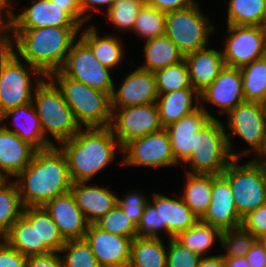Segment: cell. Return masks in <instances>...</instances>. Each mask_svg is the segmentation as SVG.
Wrapping results in <instances>:
<instances>
[{
  "mask_svg": "<svg viewBox=\"0 0 266 267\" xmlns=\"http://www.w3.org/2000/svg\"><path fill=\"white\" fill-rule=\"evenodd\" d=\"M166 14L154 7L144 5L137 15L132 32L144 41L165 35Z\"/></svg>",
  "mask_w": 266,
  "mask_h": 267,
  "instance_id": "cell-39",
  "label": "cell"
},
{
  "mask_svg": "<svg viewBox=\"0 0 266 267\" xmlns=\"http://www.w3.org/2000/svg\"><path fill=\"white\" fill-rule=\"evenodd\" d=\"M199 96L200 107L212 119H217V117L210 112L211 110L205 103L217 107V110L214 111L217 115L222 116L224 114L223 116H226L236 106L245 102L240 68L225 66L217 78L199 93Z\"/></svg>",
  "mask_w": 266,
  "mask_h": 267,
  "instance_id": "cell-15",
  "label": "cell"
},
{
  "mask_svg": "<svg viewBox=\"0 0 266 267\" xmlns=\"http://www.w3.org/2000/svg\"><path fill=\"white\" fill-rule=\"evenodd\" d=\"M81 27L9 29V49L46 77L59 70L79 38Z\"/></svg>",
  "mask_w": 266,
  "mask_h": 267,
  "instance_id": "cell-1",
  "label": "cell"
},
{
  "mask_svg": "<svg viewBox=\"0 0 266 267\" xmlns=\"http://www.w3.org/2000/svg\"><path fill=\"white\" fill-rule=\"evenodd\" d=\"M45 77L39 69L20 60L10 49L2 54L0 56V116L12 108L31 103L36 86Z\"/></svg>",
  "mask_w": 266,
  "mask_h": 267,
  "instance_id": "cell-7",
  "label": "cell"
},
{
  "mask_svg": "<svg viewBox=\"0 0 266 267\" xmlns=\"http://www.w3.org/2000/svg\"><path fill=\"white\" fill-rule=\"evenodd\" d=\"M193 89L198 93L208 87L226 66L222 50L206 47L184 57Z\"/></svg>",
  "mask_w": 266,
  "mask_h": 267,
  "instance_id": "cell-27",
  "label": "cell"
},
{
  "mask_svg": "<svg viewBox=\"0 0 266 267\" xmlns=\"http://www.w3.org/2000/svg\"><path fill=\"white\" fill-rule=\"evenodd\" d=\"M30 5L17 13L9 29L43 27H81L61 6L52 0H29ZM28 6V7H27Z\"/></svg>",
  "mask_w": 266,
  "mask_h": 267,
  "instance_id": "cell-19",
  "label": "cell"
},
{
  "mask_svg": "<svg viewBox=\"0 0 266 267\" xmlns=\"http://www.w3.org/2000/svg\"><path fill=\"white\" fill-rule=\"evenodd\" d=\"M197 3V0H145V5L154 7L165 13L185 9Z\"/></svg>",
  "mask_w": 266,
  "mask_h": 267,
  "instance_id": "cell-50",
  "label": "cell"
},
{
  "mask_svg": "<svg viewBox=\"0 0 266 267\" xmlns=\"http://www.w3.org/2000/svg\"><path fill=\"white\" fill-rule=\"evenodd\" d=\"M32 103L45 139L52 146H58L61 142L73 138L81 129L74 119L72 110L65 102L61 90L49 77H45L36 86ZM50 135L56 143L49 138Z\"/></svg>",
  "mask_w": 266,
  "mask_h": 267,
  "instance_id": "cell-5",
  "label": "cell"
},
{
  "mask_svg": "<svg viewBox=\"0 0 266 267\" xmlns=\"http://www.w3.org/2000/svg\"><path fill=\"white\" fill-rule=\"evenodd\" d=\"M144 42V61L139 67L151 72L169 67L184 59L177 46L166 36L147 39Z\"/></svg>",
  "mask_w": 266,
  "mask_h": 267,
  "instance_id": "cell-31",
  "label": "cell"
},
{
  "mask_svg": "<svg viewBox=\"0 0 266 267\" xmlns=\"http://www.w3.org/2000/svg\"><path fill=\"white\" fill-rule=\"evenodd\" d=\"M58 147L65 154L72 182H89L117 159L122 147L110 127L81 128ZM118 151V152H117Z\"/></svg>",
  "mask_w": 266,
  "mask_h": 267,
  "instance_id": "cell-3",
  "label": "cell"
},
{
  "mask_svg": "<svg viewBox=\"0 0 266 267\" xmlns=\"http://www.w3.org/2000/svg\"><path fill=\"white\" fill-rule=\"evenodd\" d=\"M3 239L26 257L38 255L37 206L24 207Z\"/></svg>",
  "mask_w": 266,
  "mask_h": 267,
  "instance_id": "cell-29",
  "label": "cell"
},
{
  "mask_svg": "<svg viewBox=\"0 0 266 267\" xmlns=\"http://www.w3.org/2000/svg\"><path fill=\"white\" fill-rule=\"evenodd\" d=\"M115 1L116 0H79L81 17L86 22H89V20L93 17V11H100L102 6V9L103 7H106L104 11L107 12Z\"/></svg>",
  "mask_w": 266,
  "mask_h": 267,
  "instance_id": "cell-51",
  "label": "cell"
},
{
  "mask_svg": "<svg viewBox=\"0 0 266 267\" xmlns=\"http://www.w3.org/2000/svg\"><path fill=\"white\" fill-rule=\"evenodd\" d=\"M201 256L174 238L167 240V267H197Z\"/></svg>",
  "mask_w": 266,
  "mask_h": 267,
  "instance_id": "cell-45",
  "label": "cell"
},
{
  "mask_svg": "<svg viewBox=\"0 0 266 267\" xmlns=\"http://www.w3.org/2000/svg\"><path fill=\"white\" fill-rule=\"evenodd\" d=\"M38 255L60 252L65 240L43 206H37Z\"/></svg>",
  "mask_w": 266,
  "mask_h": 267,
  "instance_id": "cell-37",
  "label": "cell"
},
{
  "mask_svg": "<svg viewBox=\"0 0 266 267\" xmlns=\"http://www.w3.org/2000/svg\"><path fill=\"white\" fill-rule=\"evenodd\" d=\"M14 181L24 207L43 206L70 192L73 183L67 158L58 146L36 151L29 165Z\"/></svg>",
  "mask_w": 266,
  "mask_h": 267,
  "instance_id": "cell-2",
  "label": "cell"
},
{
  "mask_svg": "<svg viewBox=\"0 0 266 267\" xmlns=\"http://www.w3.org/2000/svg\"><path fill=\"white\" fill-rule=\"evenodd\" d=\"M241 227L257 240L266 236V204L243 217Z\"/></svg>",
  "mask_w": 266,
  "mask_h": 267,
  "instance_id": "cell-46",
  "label": "cell"
},
{
  "mask_svg": "<svg viewBox=\"0 0 266 267\" xmlns=\"http://www.w3.org/2000/svg\"><path fill=\"white\" fill-rule=\"evenodd\" d=\"M250 267H266V249L260 240H257L245 255Z\"/></svg>",
  "mask_w": 266,
  "mask_h": 267,
  "instance_id": "cell-52",
  "label": "cell"
},
{
  "mask_svg": "<svg viewBox=\"0 0 266 267\" xmlns=\"http://www.w3.org/2000/svg\"><path fill=\"white\" fill-rule=\"evenodd\" d=\"M137 237L158 238V218L156 208L148 202L137 225Z\"/></svg>",
  "mask_w": 266,
  "mask_h": 267,
  "instance_id": "cell-47",
  "label": "cell"
},
{
  "mask_svg": "<svg viewBox=\"0 0 266 267\" xmlns=\"http://www.w3.org/2000/svg\"><path fill=\"white\" fill-rule=\"evenodd\" d=\"M122 160L117 163L132 167H181L174 158L170 137L165 128L131 140L122 148Z\"/></svg>",
  "mask_w": 266,
  "mask_h": 267,
  "instance_id": "cell-12",
  "label": "cell"
},
{
  "mask_svg": "<svg viewBox=\"0 0 266 267\" xmlns=\"http://www.w3.org/2000/svg\"><path fill=\"white\" fill-rule=\"evenodd\" d=\"M10 179L2 172L0 171V188L6 184Z\"/></svg>",
  "mask_w": 266,
  "mask_h": 267,
  "instance_id": "cell-59",
  "label": "cell"
},
{
  "mask_svg": "<svg viewBox=\"0 0 266 267\" xmlns=\"http://www.w3.org/2000/svg\"><path fill=\"white\" fill-rule=\"evenodd\" d=\"M37 150L0 124V171L14 180L31 162Z\"/></svg>",
  "mask_w": 266,
  "mask_h": 267,
  "instance_id": "cell-25",
  "label": "cell"
},
{
  "mask_svg": "<svg viewBox=\"0 0 266 267\" xmlns=\"http://www.w3.org/2000/svg\"><path fill=\"white\" fill-rule=\"evenodd\" d=\"M158 94L181 89H193L185 59L154 72Z\"/></svg>",
  "mask_w": 266,
  "mask_h": 267,
  "instance_id": "cell-38",
  "label": "cell"
},
{
  "mask_svg": "<svg viewBox=\"0 0 266 267\" xmlns=\"http://www.w3.org/2000/svg\"><path fill=\"white\" fill-rule=\"evenodd\" d=\"M174 239L183 247L196 252L201 257H205L211 255H208V253H210L211 248L213 249L212 246H215L216 241L221 246L222 231L198 220L192 227L177 234Z\"/></svg>",
  "mask_w": 266,
  "mask_h": 267,
  "instance_id": "cell-33",
  "label": "cell"
},
{
  "mask_svg": "<svg viewBox=\"0 0 266 267\" xmlns=\"http://www.w3.org/2000/svg\"><path fill=\"white\" fill-rule=\"evenodd\" d=\"M55 4L61 6L81 27L87 23L82 17L79 8V0H52ZM85 25V26H84Z\"/></svg>",
  "mask_w": 266,
  "mask_h": 267,
  "instance_id": "cell-53",
  "label": "cell"
},
{
  "mask_svg": "<svg viewBox=\"0 0 266 267\" xmlns=\"http://www.w3.org/2000/svg\"><path fill=\"white\" fill-rule=\"evenodd\" d=\"M226 116L227 121L223 125L231 157L233 159L241 158L242 161V156L247 157L249 154L250 159H254L263 149L266 139V104L245 101L232 109ZM228 129L229 133H227ZM235 135L249 146L241 149L240 152L234 150L233 136Z\"/></svg>",
  "mask_w": 266,
  "mask_h": 267,
  "instance_id": "cell-6",
  "label": "cell"
},
{
  "mask_svg": "<svg viewBox=\"0 0 266 267\" xmlns=\"http://www.w3.org/2000/svg\"><path fill=\"white\" fill-rule=\"evenodd\" d=\"M99 27V28H98ZM101 26L90 25L80 29L79 38L92 50L95 58L106 68L113 70L121 65L125 57L124 41L116 34L100 36ZM84 30V31H83ZM113 69V70H112Z\"/></svg>",
  "mask_w": 266,
  "mask_h": 267,
  "instance_id": "cell-26",
  "label": "cell"
},
{
  "mask_svg": "<svg viewBox=\"0 0 266 267\" xmlns=\"http://www.w3.org/2000/svg\"><path fill=\"white\" fill-rule=\"evenodd\" d=\"M226 267H250L245 257H225Z\"/></svg>",
  "mask_w": 266,
  "mask_h": 267,
  "instance_id": "cell-57",
  "label": "cell"
},
{
  "mask_svg": "<svg viewBox=\"0 0 266 267\" xmlns=\"http://www.w3.org/2000/svg\"><path fill=\"white\" fill-rule=\"evenodd\" d=\"M201 9V2L166 14V36L185 57L206 48L216 27Z\"/></svg>",
  "mask_w": 266,
  "mask_h": 267,
  "instance_id": "cell-9",
  "label": "cell"
},
{
  "mask_svg": "<svg viewBox=\"0 0 266 267\" xmlns=\"http://www.w3.org/2000/svg\"><path fill=\"white\" fill-rule=\"evenodd\" d=\"M9 49V24L0 17V56Z\"/></svg>",
  "mask_w": 266,
  "mask_h": 267,
  "instance_id": "cell-56",
  "label": "cell"
},
{
  "mask_svg": "<svg viewBox=\"0 0 266 267\" xmlns=\"http://www.w3.org/2000/svg\"><path fill=\"white\" fill-rule=\"evenodd\" d=\"M43 207L58 226L65 241L84 239L89 223L71 192L53 198Z\"/></svg>",
  "mask_w": 266,
  "mask_h": 267,
  "instance_id": "cell-21",
  "label": "cell"
},
{
  "mask_svg": "<svg viewBox=\"0 0 266 267\" xmlns=\"http://www.w3.org/2000/svg\"><path fill=\"white\" fill-rule=\"evenodd\" d=\"M132 191V192H131ZM127 191L122 197H118L117 205L123 210L126 216L137 226L149 202V195L137 190ZM142 192V193H141ZM144 193V194H143Z\"/></svg>",
  "mask_w": 266,
  "mask_h": 267,
  "instance_id": "cell-44",
  "label": "cell"
},
{
  "mask_svg": "<svg viewBox=\"0 0 266 267\" xmlns=\"http://www.w3.org/2000/svg\"><path fill=\"white\" fill-rule=\"evenodd\" d=\"M254 160L262 167H266V139L263 149L257 154Z\"/></svg>",
  "mask_w": 266,
  "mask_h": 267,
  "instance_id": "cell-58",
  "label": "cell"
},
{
  "mask_svg": "<svg viewBox=\"0 0 266 267\" xmlns=\"http://www.w3.org/2000/svg\"><path fill=\"white\" fill-rule=\"evenodd\" d=\"M64 75L87 86L109 94L113 93L114 79L111 70L103 66L92 50L78 38L59 69Z\"/></svg>",
  "mask_w": 266,
  "mask_h": 267,
  "instance_id": "cell-11",
  "label": "cell"
},
{
  "mask_svg": "<svg viewBox=\"0 0 266 267\" xmlns=\"http://www.w3.org/2000/svg\"><path fill=\"white\" fill-rule=\"evenodd\" d=\"M156 104L164 128L179 121L200 107V96L195 89H181L160 94Z\"/></svg>",
  "mask_w": 266,
  "mask_h": 267,
  "instance_id": "cell-28",
  "label": "cell"
},
{
  "mask_svg": "<svg viewBox=\"0 0 266 267\" xmlns=\"http://www.w3.org/2000/svg\"><path fill=\"white\" fill-rule=\"evenodd\" d=\"M15 2L17 3L16 0H0V17L8 24H10L16 16L13 7L15 6Z\"/></svg>",
  "mask_w": 266,
  "mask_h": 267,
  "instance_id": "cell-54",
  "label": "cell"
},
{
  "mask_svg": "<svg viewBox=\"0 0 266 267\" xmlns=\"http://www.w3.org/2000/svg\"><path fill=\"white\" fill-rule=\"evenodd\" d=\"M23 204L16 182L9 180L0 188V239H3L13 223L22 215Z\"/></svg>",
  "mask_w": 266,
  "mask_h": 267,
  "instance_id": "cell-36",
  "label": "cell"
},
{
  "mask_svg": "<svg viewBox=\"0 0 266 267\" xmlns=\"http://www.w3.org/2000/svg\"><path fill=\"white\" fill-rule=\"evenodd\" d=\"M84 239L101 267L129 266L131 238L115 235L95 224H89Z\"/></svg>",
  "mask_w": 266,
  "mask_h": 267,
  "instance_id": "cell-18",
  "label": "cell"
},
{
  "mask_svg": "<svg viewBox=\"0 0 266 267\" xmlns=\"http://www.w3.org/2000/svg\"><path fill=\"white\" fill-rule=\"evenodd\" d=\"M159 94L154 72L135 68L125 74L119 86L114 83L111 95L112 108H124L134 105L155 103Z\"/></svg>",
  "mask_w": 266,
  "mask_h": 267,
  "instance_id": "cell-16",
  "label": "cell"
},
{
  "mask_svg": "<svg viewBox=\"0 0 266 267\" xmlns=\"http://www.w3.org/2000/svg\"><path fill=\"white\" fill-rule=\"evenodd\" d=\"M233 159L222 175L229 181L234 203L241 218L266 204V173L254 159Z\"/></svg>",
  "mask_w": 266,
  "mask_h": 267,
  "instance_id": "cell-10",
  "label": "cell"
},
{
  "mask_svg": "<svg viewBox=\"0 0 266 267\" xmlns=\"http://www.w3.org/2000/svg\"><path fill=\"white\" fill-rule=\"evenodd\" d=\"M61 90L81 128L109 127L112 118L111 96L64 75L60 70L48 76Z\"/></svg>",
  "mask_w": 266,
  "mask_h": 267,
  "instance_id": "cell-4",
  "label": "cell"
},
{
  "mask_svg": "<svg viewBox=\"0 0 266 267\" xmlns=\"http://www.w3.org/2000/svg\"><path fill=\"white\" fill-rule=\"evenodd\" d=\"M162 239V237L134 238L131 242L128 267H167V242Z\"/></svg>",
  "mask_w": 266,
  "mask_h": 267,
  "instance_id": "cell-32",
  "label": "cell"
},
{
  "mask_svg": "<svg viewBox=\"0 0 266 267\" xmlns=\"http://www.w3.org/2000/svg\"><path fill=\"white\" fill-rule=\"evenodd\" d=\"M26 256L0 239V267H26Z\"/></svg>",
  "mask_w": 266,
  "mask_h": 267,
  "instance_id": "cell-48",
  "label": "cell"
},
{
  "mask_svg": "<svg viewBox=\"0 0 266 267\" xmlns=\"http://www.w3.org/2000/svg\"><path fill=\"white\" fill-rule=\"evenodd\" d=\"M212 118L203 108L199 107L179 121L167 126L172 153L175 161L181 165L194 148L195 134L201 130Z\"/></svg>",
  "mask_w": 266,
  "mask_h": 267,
  "instance_id": "cell-24",
  "label": "cell"
},
{
  "mask_svg": "<svg viewBox=\"0 0 266 267\" xmlns=\"http://www.w3.org/2000/svg\"><path fill=\"white\" fill-rule=\"evenodd\" d=\"M26 267H64V263L59 252H49L28 256Z\"/></svg>",
  "mask_w": 266,
  "mask_h": 267,
  "instance_id": "cell-49",
  "label": "cell"
},
{
  "mask_svg": "<svg viewBox=\"0 0 266 267\" xmlns=\"http://www.w3.org/2000/svg\"><path fill=\"white\" fill-rule=\"evenodd\" d=\"M201 221L221 231L241 227L242 218L237 212L231 186L222 174L212 175L211 203Z\"/></svg>",
  "mask_w": 266,
  "mask_h": 267,
  "instance_id": "cell-20",
  "label": "cell"
},
{
  "mask_svg": "<svg viewBox=\"0 0 266 267\" xmlns=\"http://www.w3.org/2000/svg\"><path fill=\"white\" fill-rule=\"evenodd\" d=\"M222 55L226 66L242 68L265 57L266 27L226 25Z\"/></svg>",
  "mask_w": 266,
  "mask_h": 267,
  "instance_id": "cell-13",
  "label": "cell"
},
{
  "mask_svg": "<svg viewBox=\"0 0 266 267\" xmlns=\"http://www.w3.org/2000/svg\"><path fill=\"white\" fill-rule=\"evenodd\" d=\"M94 224L98 228L115 235L131 238L132 240L137 237V226L118 205Z\"/></svg>",
  "mask_w": 266,
  "mask_h": 267,
  "instance_id": "cell-43",
  "label": "cell"
},
{
  "mask_svg": "<svg viewBox=\"0 0 266 267\" xmlns=\"http://www.w3.org/2000/svg\"><path fill=\"white\" fill-rule=\"evenodd\" d=\"M174 197L164 195V193H151L152 200L149 202L157 210L158 218V238L162 232L168 239L174 238L180 232L192 227L199 219L193 214L190 208L183 202L179 194ZM161 231V233H160Z\"/></svg>",
  "mask_w": 266,
  "mask_h": 267,
  "instance_id": "cell-17",
  "label": "cell"
},
{
  "mask_svg": "<svg viewBox=\"0 0 266 267\" xmlns=\"http://www.w3.org/2000/svg\"><path fill=\"white\" fill-rule=\"evenodd\" d=\"M244 100L266 104V56L240 68Z\"/></svg>",
  "mask_w": 266,
  "mask_h": 267,
  "instance_id": "cell-35",
  "label": "cell"
},
{
  "mask_svg": "<svg viewBox=\"0 0 266 267\" xmlns=\"http://www.w3.org/2000/svg\"><path fill=\"white\" fill-rule=\"evenodd\" d=\"M226 25L265 26L264 0H227Z\"/></svg>",
  "mask_w": 266,
  "mask_h": 267,
  "instance_id": "cell-34",
  "label": "cell"
},
{
  "mask_svg": "<svg viewBox=\"0 0 266 267\" xmlns=\"http://www.w3.org/2000/svg\"><path fill=\"white\" fill-rule=\"evenodd\" d=\"M110 129L123 148L131 140L162 130L155 103L112 108Z\"/></svg>",
  "mask_w": 266,
  "mask_h": 267,
  "instance_id": "cell-14",
  "label": "cell"
},
{
  "mask_svg": "<svg viewBox=\"0 0 266 267\" xmlns=\"http://www.w3.org/2000/svg\"><path fill=\"white\" fill-rule=\"evenodd\" d=\"M8 119L11 123L8 126ZM0 124L8 131L15 133L37 151L52 147L44 136L40 120L33 103L12 108L0 116Z\"/></svg>",
  "mask_w": 266,
  "mask_h": 267,
  "instance_id": "cell-23",
  "label": "cell"
},
{
  "mask_svg": "<svg viewBox=\"0 0 266 267\" xmlns=\"http://www.w3.org/2000/svg\"><path fill=\"white\" fill-rule=\"evenodd\" d=\"M59 253L64 267H101L85 239L66 241Z\"/></svg>",
  "mask_w": 266,
  "mask_h": 267,
  "instance_id": "cell-41",
  "label": "cell"
},
{
  "mask_svg": "<svg viewBox=\"0 0 266 267\" xmlns=\"http://www.w3.org/2000/svg\"><path fill=\"white\" fill-rule=\"evenodd\" d=\"M232 160L223 122L217 118L195 134L194 148L182 165L190 174L220 175Z\"/></svg>",
  "mask_w": 266,
  "mask_h": 267,
  "instance_id": "cell-8",
  "label": "cell"
},
{
  "mask_svg": "<svg viewBox=\"0 0 266 267\" xmlns=\"http://www.w3.org/2000/svg\"><path fill=\"white\" fill-rule=\"evenodd\" d=\"M197 267H226L225 257L221 252L217 255L201 257Z\"/></svg>",
  "mask_w": 266,
  "mask_h": 267,
  "instance_id": "cell-55",
  "label": "cell"
},
{
  "mask_svg": "<svg viewBox=\"0 0 266 267\" xmlns=\"http://www.w3.org/2000/svg\"><path fill=\"white\" fill-rule=\"evenodd\" d=\"M96 184V185H95ZM92 182H73L71 194L76 205L83 212L87 222L94 224L118 203V194L106 186Z\"/></svg>",
  "mask_w": 266,
  "mask_h": 267,
  "instance_id": "cell-22",
  "label": "cell"
},
{
  "mask_svg": "<svg viewBox=\"0 0 266 267\" xmlns=\"http://www.w3.org/2000/svg\"><path fill=\"white\" fill-rule=\"evenodd\" d=\"M144 5L145 0H116L104 14L116 30L132 33L137 15Z\"/></svg>",
  "mask_w": 266,
  "mask_h": 267,
  "instance_id": "cell-40",
  "label": "cell"
},
{
  "mask_svg": "<svg viewBox=\"0 0 266 267\" xmlns=\"http://www.w3.org/2000/svg\"><path fill=\"white\" fill-rule=\"evenodd\" d=\"M185 183L179 191L183 202L201 220L211 203L212 175L190 174L185 172Z\"/></svg>",
  "mask_w": 266,
  "mask_h": 267,
  "instance_id": "cell-30",
  "label": "cell"
},
{
  "mask_svg": "<svg viewBox=\"0 0 266 267\" xmlns=\"http://www.w3.org/2000/svg\"><path fill=\"white\" fill-rule=\"evenodd\" d=\"M257 239L242 227L222 231L220 251L224 257H245Z\"/></svg>",
  "mask_w": 266,
  "mask_h": 267,
  "instance_id": "cell-42",
  "label": "cell"
},
{
  "mask_svg": "<svg viewBox=\"0 0 266 267\" xmlns=\"http://www.w3.org/2000/svg\"><path fill=\"white\" fill-rule=\"evenodd\" d=\"M259 240L262 242V244L265 246V249H266V236L262 237Z\"/></svg>",
  "mask_w": 266,
  "mask_h": 267,
  "instance_id": "cell-60",
  "label": "cell"
}]
</instances>
